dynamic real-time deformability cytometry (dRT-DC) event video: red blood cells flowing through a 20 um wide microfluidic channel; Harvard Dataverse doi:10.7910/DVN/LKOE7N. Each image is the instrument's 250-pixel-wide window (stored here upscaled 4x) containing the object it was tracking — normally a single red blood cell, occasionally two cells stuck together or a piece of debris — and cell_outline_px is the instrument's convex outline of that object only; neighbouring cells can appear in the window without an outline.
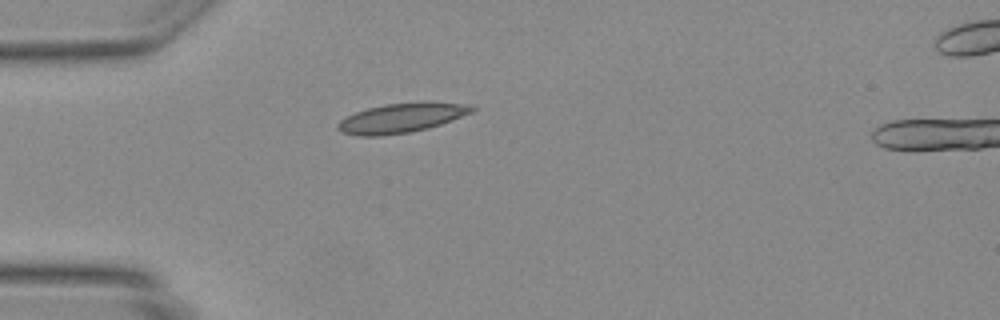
{"species": "Egyptian fruit bat (a non-hibernating species)", "species_latin": "Rousettus aegyptiacus", "temperature_condition": "warm", "stored_images_in_passage": 5, "camera_frame_rate_fps": 3000, "um_per_image_px": 0.085, "animal": {"sex": "female"}, "frame": {"image": 1, "passage_image": 5, "time_ms": 1.333, "image_size_px": [1000, 320], "cell_outline_px": [[964, 144], [940, 148], [900, 148], [912, 120], [940, 120], [964, 124]], "centroid_in_image_um": [79.35, 11.43], "position_along_channel_um": 5.6, "area_um2": 11.04}}